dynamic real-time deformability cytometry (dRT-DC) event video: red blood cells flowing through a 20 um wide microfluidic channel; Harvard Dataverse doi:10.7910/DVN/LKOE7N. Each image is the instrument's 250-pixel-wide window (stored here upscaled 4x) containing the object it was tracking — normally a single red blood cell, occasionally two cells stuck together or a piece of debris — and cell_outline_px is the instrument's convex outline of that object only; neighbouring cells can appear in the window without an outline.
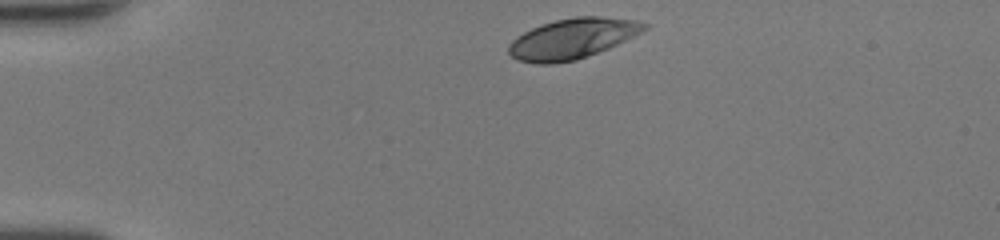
{"species": "human", "species_latin": "Homo sapiens", "temperature_condition": "room temperature", "stored_images_in_passage": 32, "camera_frame_rate_fps": 3000, "um_per_image_px": 0.085, "donor": {"sex": "female"}, "frame": {"image": 1, "passage_image": 1, "time_ms": 0.0, "image_size_px": [1000, 240], "cell_outline_px": [[652, 24], [644, 32], [608, 48], [576, 60], [552, 64], [536, 64], [516, 60], [508, 52], [508, 44], [516, 36], [532, 28], [556, 20], [576, 16], [600, 16], [636, 20]], "centroid_in_image_um": [48.68, 3.28], "position_along_channel_um": 36.3, "area_um2": 32.08}}
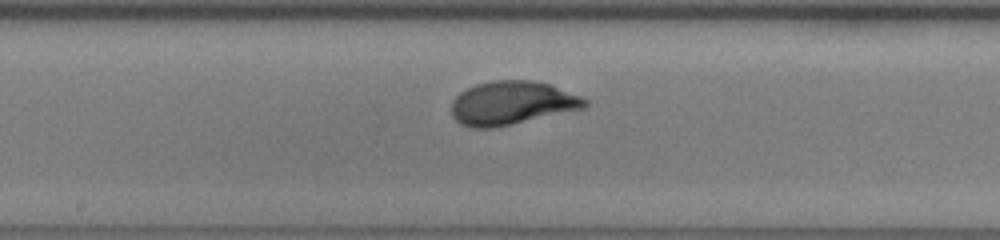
{"frame": {"image": 2, "passage_image": 17, "time_ms": 5.333, "image_size_px": [1000, 240], "cell_outline_px": [[588, 104], [584, 108], [492, 128], [472, 128], [460, 124], [452, 116], [452, 100], [460, 92], [476, 84], [492, 80], [532, 80], [548, 84], [580, 96], [588, 100]], "centroid_in_image_um": [43.47, 8.75], "position_along_channel_um": 204.7, "area_um2": 33.58}}
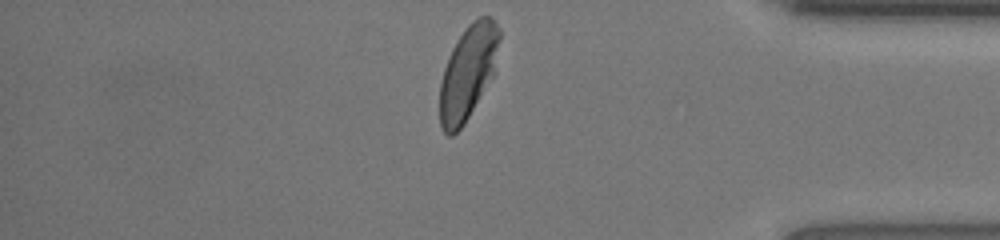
{"frame": {"image": 3, "passage_image": 32, "time_ms": 10.333, "image_size_px": [1000, 240], "cell_outline_px": [[500, 40], [492, 76], [464, 124], [452, 136], [448, 136], [444, 132], [440, 124], [440, 84], [444, 68], [448, 56], [456, 40], [468, 24], [472, 20], [480, 16], [488, 16], [500, 28]], "centroid_in_image_um": [39.76, 6.13], "position_along_channel_um": 395.4, "area_um2": 32.31}, "authors_computed_cell_mechanics": {"area_um2": 32.657, "velocity_mm_per_s": 4.2551, "shape_relaxation_time_tau1_ms": 2.2304, "shape_relaxation_time_tau2_ms": null, "deformation_change_tau1": 0.1749, "deformation_change_tau2": null}}